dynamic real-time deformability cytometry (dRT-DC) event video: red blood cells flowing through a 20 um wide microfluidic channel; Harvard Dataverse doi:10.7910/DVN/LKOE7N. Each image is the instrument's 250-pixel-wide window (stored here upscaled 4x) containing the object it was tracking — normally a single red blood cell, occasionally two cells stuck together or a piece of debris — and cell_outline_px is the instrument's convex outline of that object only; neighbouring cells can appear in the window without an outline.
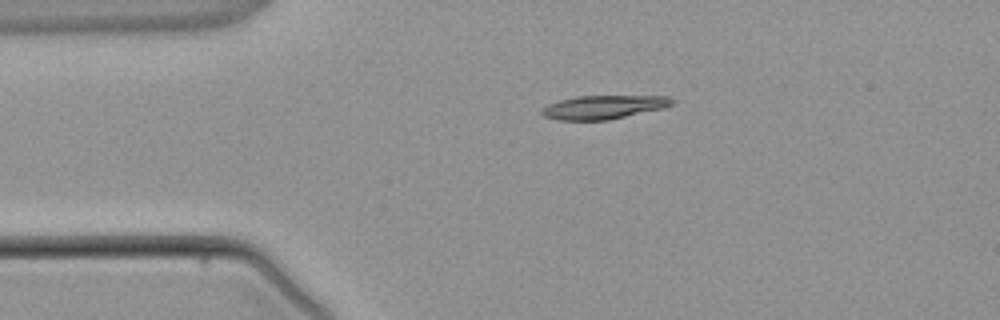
{"species": "common noctule bat (a hibernating species)", "species_latin": "Nyctalus noctula", "temperature_condition": "warm", "stored_images_in_passage": 2, "camera_frame_rate_fps": 3000, "um_per_image_px": 0.085, "animal": {"sex": "male", "body_mass_g": 21.5, "forearm_length_mm": 52.0}, "frame": {"image": 1, "passage_image": 1, "time_ms": 0.0, "image_size_px": [1000, 320], "cell_outline_px": [[676, 100], [672, 104], [664, 108], [608, 120], [556, 120], [544, 116], [540, 112], [540, 108], [548, 104], [560, 100], [576, 96], [668, 96]], "centroid_in_image_um": [51.28, 9.1], "position_along_channel_um": 33.7, "area_um2": 18.03}}
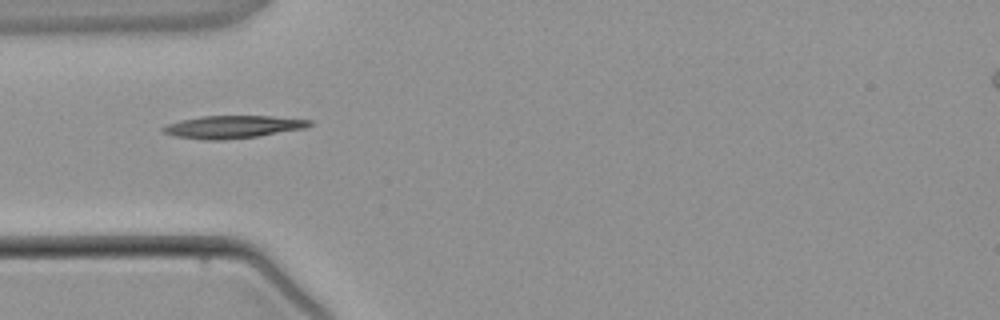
{"frame": {"image": 2, "passage_image": 2, "time_ms": 1.333, "image_size_px": [1000, 320], "cell_outline_px": [[312, 124], [308, 128], [260, 136], [220, 140], [204, 140], [176, 136], [164, 132], [160, 128], [168, 124], [180, 120], [200, 116], [272, 116], [312, 120]], "centroid_in_image_um": [19.84, 10.78], "position_along_channel_um": 65.2, "area_um2": 19.42}}